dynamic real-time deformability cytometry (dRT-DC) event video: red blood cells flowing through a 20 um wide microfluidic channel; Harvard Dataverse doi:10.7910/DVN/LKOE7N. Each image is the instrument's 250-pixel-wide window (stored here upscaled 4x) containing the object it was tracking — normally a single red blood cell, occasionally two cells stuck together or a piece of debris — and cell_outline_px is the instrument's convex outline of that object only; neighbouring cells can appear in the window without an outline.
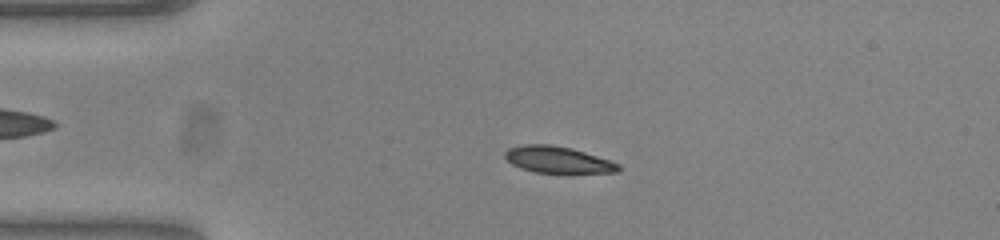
{"species": "common noctule bat (a hibernating species)", "species_latin": "Nyctalus noctula", "temperature_condition": "warm", "stored_images_in_passage": 52, "camera_frame_rate_fps": 3000, "um_per_image_px": 0.085, "animal": {"sex": "female", "body_mass_g": 23.0, "forearm_length_mm": 53.4}, "frame": {"image": 1, "passage_image": 11, "time_ms": 3.333, "image_size_px": [1000, 240], "cell_outline_px": [[620, 168], [616, 172], [532, 172], [520, 168], [512, 164], [504, 156], [504, 152], [508, 148], [524, 144], [552, 144], [572, 148], [612, 160], [620, 164]], "centroid_in_image_um": [47.4, 13.55], "position_along_channel_um": 37.6, "area_um2": 17.57}}
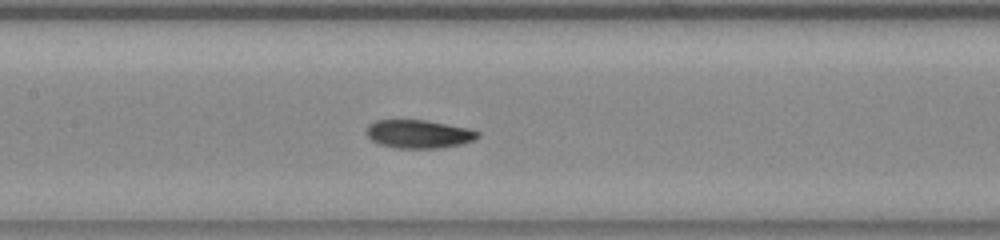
{"frame": {"image": 2, "passage_image": 24, "time_ms": 7.667, "image_size_px": [1000, 240], "cell_outline_px": [[480, 136], [476, 140], [460, 144], [440, 148], [396, 148], [380, 144], [372, 140], [364, 132], [368, 124], [376, 120], [424, 120], [468, 128], [480, 132]], "centroid_in_image_um": [35.59, 11.39], "position_along_channel_um": 171.8, "area_um2": 18.44}}
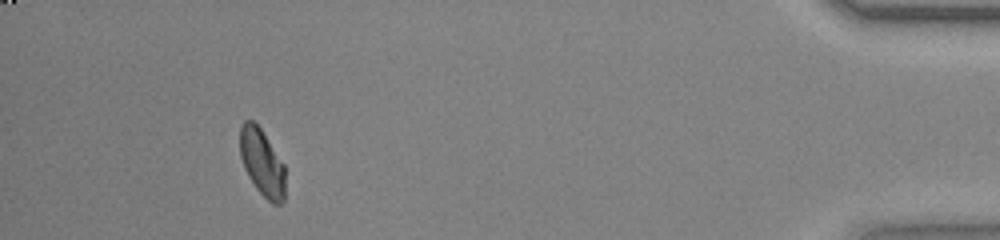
{"frame": {"image": 3, "passage_image": 48, "time_ms": 15.667, "image_size_px": [1000, 240], "cell_outline_px": [[284, 200], [280, 204], [272, 204], [256, 188], [248, 176], [244, 168], [240, 156], [240, 124], [244, 120], [252, 120], [260, 128], [284, 164]], "centroid_in_image_um": [22.25, 13.81], "position_along_channel_um": 412.9, "area_um2": 17.51}, "authors_computed_cell_mechanics": {"area_um2": 18.2937, "velocity_mm_per_s": 3.8412, "shape_relaxation_time_tau1_ms": 3.5802, "shape_relaxation_time_tau2_ms": 2.3974, "deformation_change_tau1": 0.146, "deformation_change_tau2": 0.0632}}